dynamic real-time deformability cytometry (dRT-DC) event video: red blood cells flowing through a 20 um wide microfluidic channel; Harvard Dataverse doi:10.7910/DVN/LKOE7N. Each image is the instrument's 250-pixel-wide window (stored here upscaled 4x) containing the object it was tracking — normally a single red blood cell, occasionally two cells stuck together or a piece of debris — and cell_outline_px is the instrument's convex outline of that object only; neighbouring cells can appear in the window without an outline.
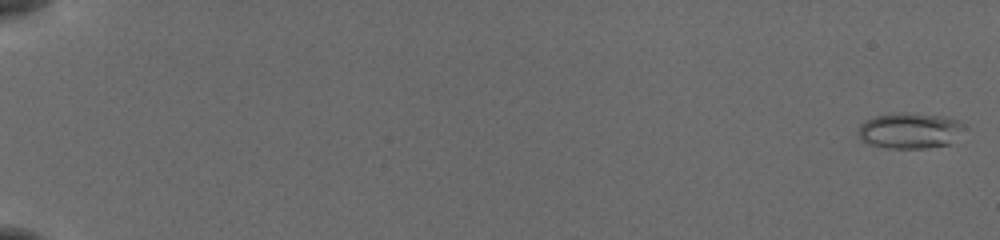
{"species": "common noctule bat (a hibernating species)", "species_latin": "Nyctalus noctula", "temperature_condition": "cold", "stored_images_in_passage": 55, "camera_frame_rate_fps": 3000, "um_per_image_px": 0.085, "animal": {"sex": "female", "body_mass_g": 19.5, "forearm_length_mm": 54.1}, "frame": {"image": 1, "passage_image": 1, "time_ms": 0.0, "image_size_px": [1000, 240], "cell_outline_px": [[964, 124], [948, 144], [928, 148], [884, 148], [868, 144], [856, 132], [860, 124], [864, 120], [876, 116], [900, 112], [904, 112], [948, 116], [960, 120]], "centroid_in_image_um": [77.27, 11.08], "position_along_channel_um": 7.7, "area_um2": 22.02}}
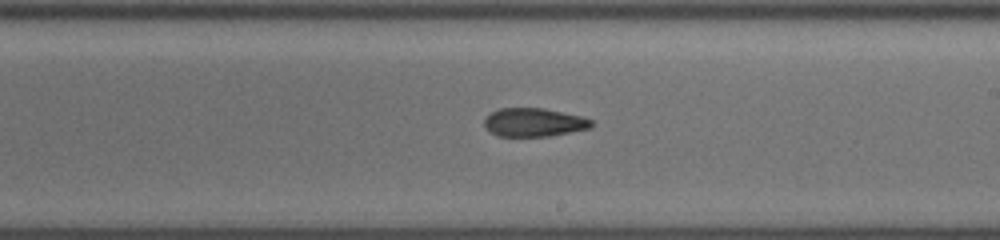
{"frame": {"image": 2, "passage_image": 35, "time_ms": 11.333, "image_size_px": [1000, 240], "cell_outline_px": [[592, 128], [548, 136], [500, 136], [492, 132], [484, 124], [484, 120], [492, 112], [500, 108], [544, 108], [580, 116], [592, 120]], "centroid_in_image_um": [45.41, 10.39], "position_along_channel_um": 243.6, "area_um2": 17.51}}
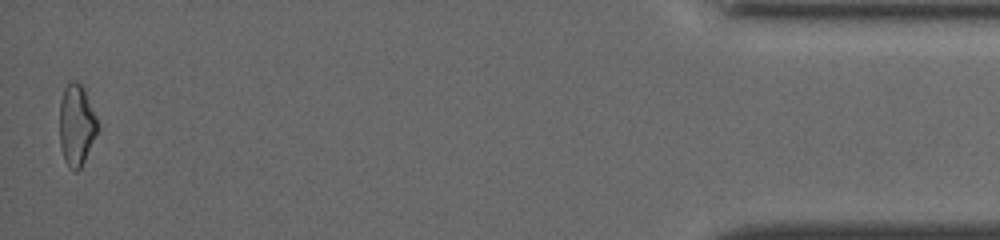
{"frame": {"image": 3, "passage_image": 55, "time_ms": 18.0, "image_size_px": [1000, 240], "cell_outline_px": [[100, 128], [80, 168], [76, 172], [68, 168], [64, 160], [60, 144], [60, 100], [64, 88], [68, 80], [76, 80], [84, 88], [96, 116]], "centroid_in_image_um": [6.5, 10.61], "position_along_channel_um": 428.7, "area_um2": 18.26}, "authors_computed_cell_mechanics": {"area_um2": 18.496, "velocity_mm_per_s": 3.8791, "shape_relaxation_time_tau1_ms": 5.3987, "shape_relaxation_time_tau2_ms": 3.8448, "deformation_change_tau1": 0.1576, "deformation_change_tau2": 0.1262}}